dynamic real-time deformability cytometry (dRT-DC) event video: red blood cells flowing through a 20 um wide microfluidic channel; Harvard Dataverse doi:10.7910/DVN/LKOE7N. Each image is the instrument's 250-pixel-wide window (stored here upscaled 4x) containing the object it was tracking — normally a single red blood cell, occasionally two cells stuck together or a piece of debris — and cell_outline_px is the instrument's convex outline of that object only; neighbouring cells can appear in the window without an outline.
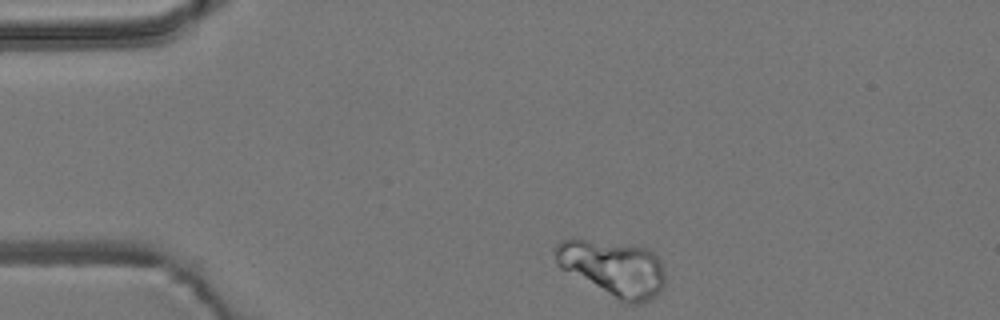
{"species": "common noctule bat (a hibernating species)", "species_latin": "Nyctalus noctula", "temperature_condition": "room temperature", "stored_images_in_passage": 38, "camera_frame_rate_fps": 3000, "um_per_image_px": 0.085, "animal": {"sex": "male", "body_mass_g": 19.2, "forearm_length_mm": 51.8}, "frame": {"image": 1, "passage_image": 1, "time_ms": 0.0, "image_size_px": [1000, 320], "cell_outline_px": [[664, 288], [656, 296], [640, 304], [628, 304], [620, 300], [560, 268], [556, 260], [552, 248], [560, 240], [588, 240], [648, 248], [660, 260], [664, 268]], "centroid_in_image_um": [52.13, 22.81], "position_along_channel_um": 32.9, "area_um2": 35.37}}
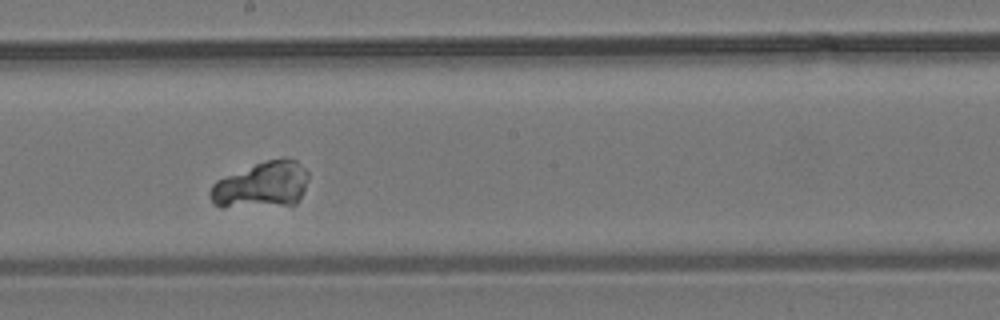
{"frame": {"image": 2, "passage_image": 21, "time_ms": 6.667, "image_size_px": [1000, 320], "cell_outline_px": [[308, 176], [304, 188], [296, 204], [220, 208], [212, 204], [212, 184], [216, 180], [256, 164], [268, 160], [296, 160], [308, 172]], "centroid_in_image_um": [22.22, 15.75], "position_along_channel_um": 226.0, "area_um2": 25.84}}
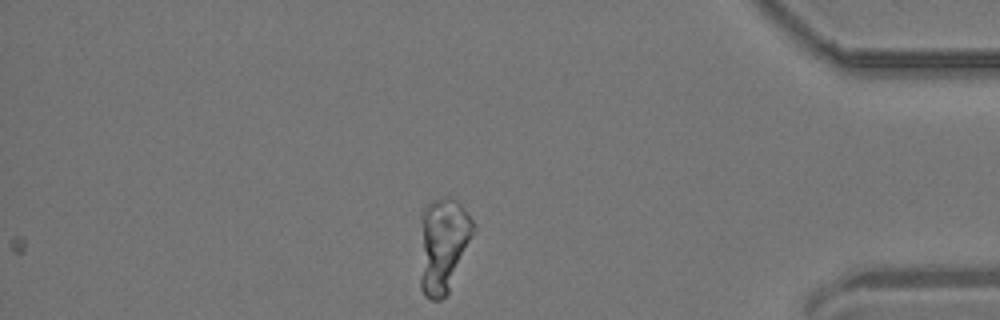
{"frame": {"image": 3, "passage_image": 38, "time_ms": 12.333, "image_size_px": [1000, 320], "cell_outline_px": [[472, 232], [448, 292], [440, 300], [432, 300], [424, 296], [420, 288], [420, 280], [424, 208], [432, 200], [448, 196], [456, 200], [460, 204], [472, 220]], "centroid_in_image_um": [37.63, 20.84], "position_along_channel_um": 397.6, "area_um2": 28.15}}